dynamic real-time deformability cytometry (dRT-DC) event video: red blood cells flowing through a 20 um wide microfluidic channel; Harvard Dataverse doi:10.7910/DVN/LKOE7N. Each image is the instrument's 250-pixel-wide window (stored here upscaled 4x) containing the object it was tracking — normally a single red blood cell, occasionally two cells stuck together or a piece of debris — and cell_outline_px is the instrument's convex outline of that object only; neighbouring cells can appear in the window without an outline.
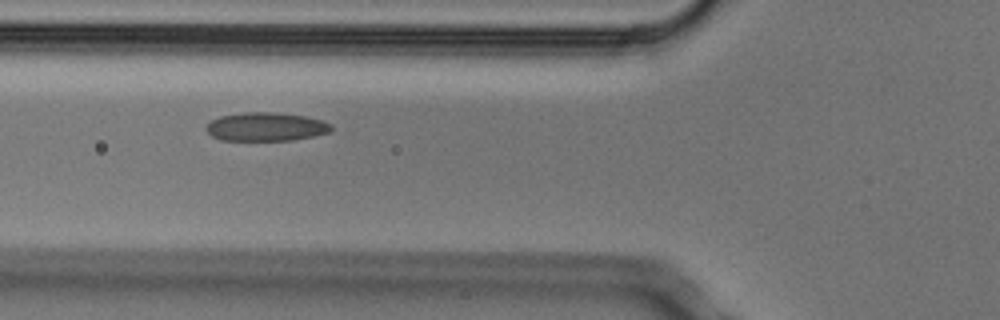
{"species": "Egyptian fruit bat (a non-hibernating species)", "species_latin": "Rousettus aegyptiacus", "temperature_condition": "cold", "stored_images_in_passage": 7, "camera_frame_rate_fps": 3000, "um_per_image_px": 0.085, "animal": {"sex": "male"}, "frame": {"image": 1, "passage_image": 4, "time_ms": 1.0, "image_size_px": [1000, 320], "cell_outline_px": [[332, 128], [328, 132], [312, 136], [292, 140], [220, 140], [212, 136], [204, 128], [212, 120], [220, 116], [244, 112], [276, 112], [308, 116], [324, 120], [332, 124]], "centroid_in_image_um": [22.62, 10.76], "position_along_channel_um": 103.2, "area_um2": 20.92}}
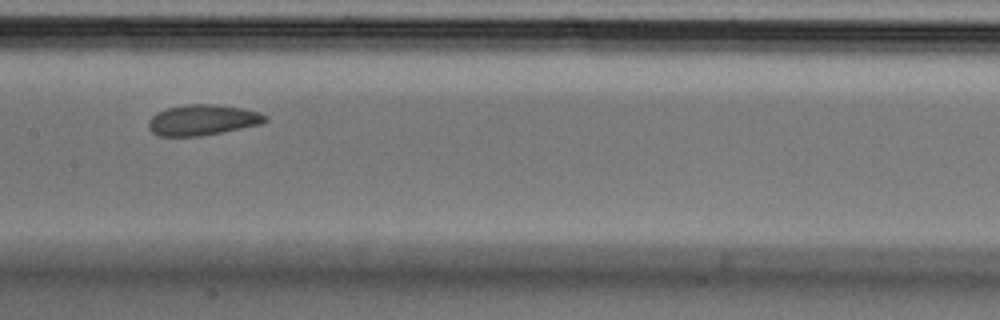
{"frame": {"image": 2, "passage_image": 6, "time_ms": 1.667, "image_size_px": [1000, 320], "cell_outline_px": [[268, 120], [260, 124], [200, 136], [160, 136], [152, 132], [148, 128], [148, 120], [156, 112], [168, 108], [184, 104], [212, 104], [240, 108], [256, 112], [268, 116]], "centroid_in_image_um": [17.16, 10.2], "position_along_channel_um": 190.2, "area_um2": 20.63}}
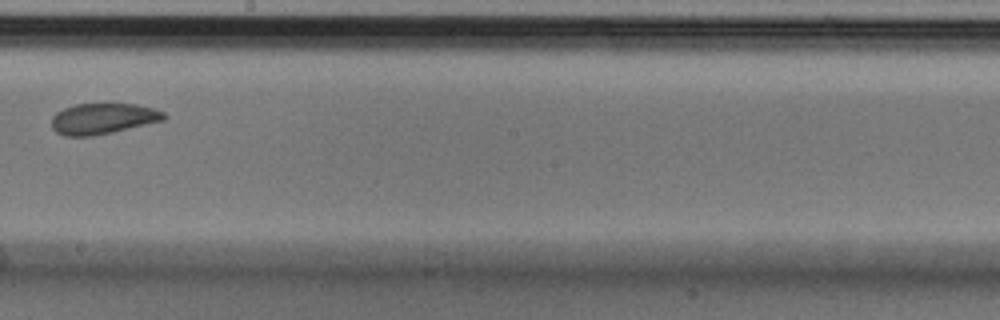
{"frame": {"image": 3, "passage_image": 7, "time_ms": 2.0, "image_size_px": [1000, 320], "cell_outline_px": [[168, 116], [164, 120], [112, 132], [92, 136], [64, 136], [56, 132], [52, 128], [52, 116], [56, 112], [64, 108], [76, 104], [136, 104], [152, 108], [164, 112]], "centroid_in_image_um": [8.73, 10.08], "position_along_channel_um": 239.5, "area_um2": 20.11}}